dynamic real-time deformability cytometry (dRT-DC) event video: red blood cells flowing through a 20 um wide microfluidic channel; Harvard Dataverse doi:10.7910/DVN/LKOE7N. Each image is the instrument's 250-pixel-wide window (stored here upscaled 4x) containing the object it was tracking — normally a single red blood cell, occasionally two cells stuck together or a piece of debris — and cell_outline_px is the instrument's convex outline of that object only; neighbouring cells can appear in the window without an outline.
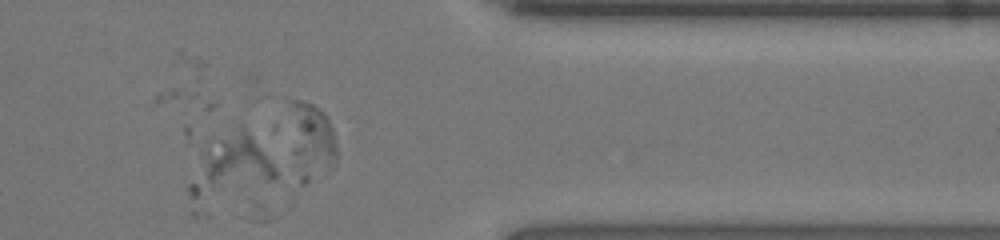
{"species": "human", "species_latin": "Homo sapiens", "temperature_condition": "room temperature", "stored_images_in_passage": 41, "segment_of_instrument_passage": [3, 3], "camera_frame_rate_fps": 3000, "um_per_image_px": 0.085, "donor": {"sex": "female"}, "frame": {"image": 1, "passage_image": 32, "time_ms": 10.333, "image_size_px": [1000, 240], "cell_outline_px": [[276, 176], [272, 180], [196, 196], [188, 196], [188, 184], [196, 148], [240, 124], [248, 132], [272, 164], [276, 172]], "centroid_in_image_um": [19.45, 13.92], "position_along_channel_um": 391.9, "area_um2": 28.96}}
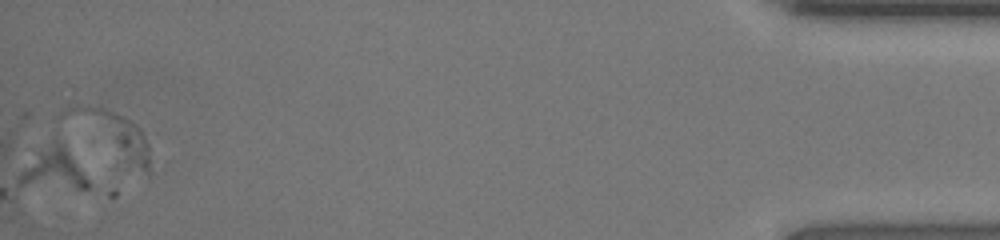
{"frame": {"image": 2, "passage_image": 41, "time_ms": 13.333, "image_size_px": [1000, 240], "cell_outline_px": [[152, 172], [148, 180], [52, 116], [60, 108], [68, 104], [100, 104], [108, 108], [128, 120], [140, 128], [144, 136], [148, 148]], "centroid_in_image_um": [9.27, 11.4], "position_along_channel_um": 425.9, "area_um2": 25.2}}